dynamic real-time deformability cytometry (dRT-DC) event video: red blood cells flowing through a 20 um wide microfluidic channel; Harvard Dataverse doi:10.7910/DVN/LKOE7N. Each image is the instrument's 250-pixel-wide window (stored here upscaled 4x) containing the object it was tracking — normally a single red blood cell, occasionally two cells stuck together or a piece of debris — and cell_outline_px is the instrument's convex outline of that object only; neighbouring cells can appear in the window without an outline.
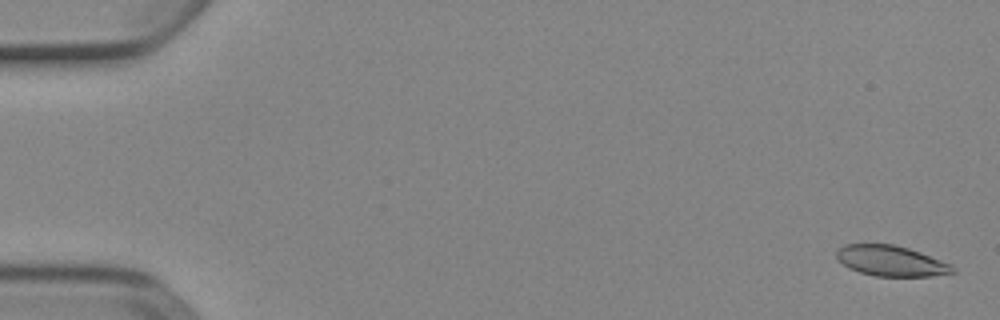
{"species": "Egyptian fruit bat (a non-hibernating species)", "species_latin": "Rousettus aegyptiacus", "temperature_condition": "cold", "stored_images_in_passage": 7, "camera_frame_rate_fps": 3000, "um_per_image_px": 0.085, "animal": {"sex": "female"}, "frame": {"image": 1, "passage_image": 1, "time_ms": 0.0, "image_size_px": [1000, 320], "cell_outline_px": [[956, 272], [932, 276], [876, 276], [860, 272], [848, 268], [836, 256], [836, 252], [844, 244], [896, 244], [920, 252], [952, 264], [956, 268]], "centroid_in_image_um": [75.77, 22.17], "position_along_channel_um": 9.2, "area_um2": 20.63}}
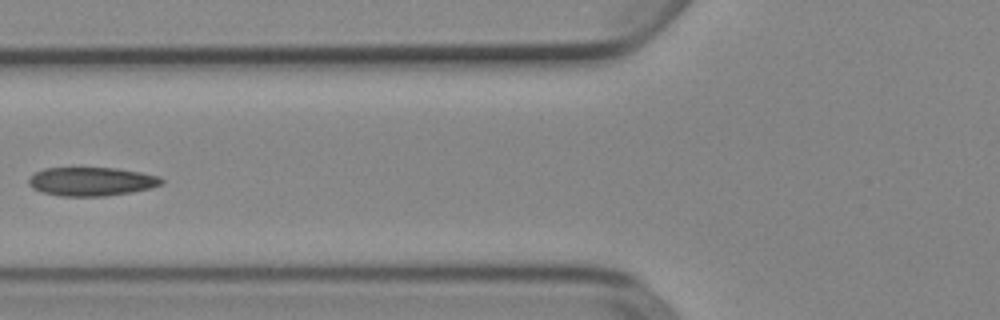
{"frame": {"image": 2, "passage_image": 6, "time_ms": 1.667, "image_size_px": [1000, 320], "cell_outline_px": [[164, 184], [152, 188], [132, 192], [104, 196], [60, 196], [44, 192], [32, 188], [28, 184], [28, 180], [36, 172], [44, 168], [116, 168], [140, 172], [160, 176], [164, 180]], "centroid_in_image_um": [7.82, 15.43], "position_along_channel_um": 118.0, "area_um2": 22.25}}
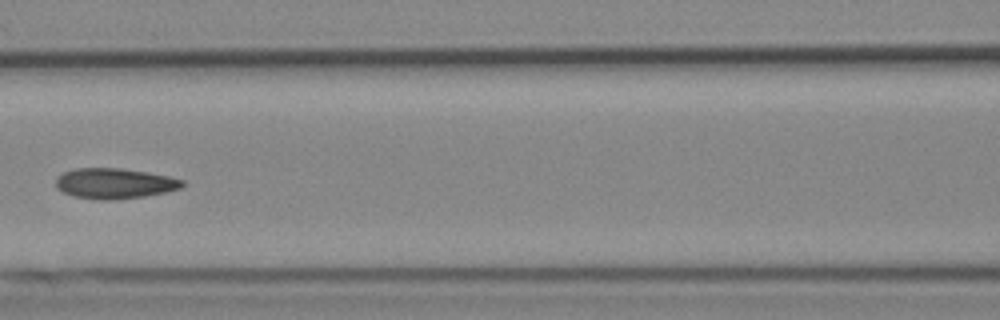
{"frame": {"image": 3, "passage_image": 7, "time_ms": 2.0, "image_size_px": [1000, 320], "cell_outline_px": [[184, 184], [180, 188], [164, 192], [144, 196], [112, 200], [96, 200], [72, 196], [56, 188], [56, 176], [64, 172], [76, 168], [120, 168], [148, 172], [168, 176], [184, 180]], "centroid_in_image_um": [9.7, 15.59], "position_along_channel_um": 156.9, "area_um2": 22.48}}